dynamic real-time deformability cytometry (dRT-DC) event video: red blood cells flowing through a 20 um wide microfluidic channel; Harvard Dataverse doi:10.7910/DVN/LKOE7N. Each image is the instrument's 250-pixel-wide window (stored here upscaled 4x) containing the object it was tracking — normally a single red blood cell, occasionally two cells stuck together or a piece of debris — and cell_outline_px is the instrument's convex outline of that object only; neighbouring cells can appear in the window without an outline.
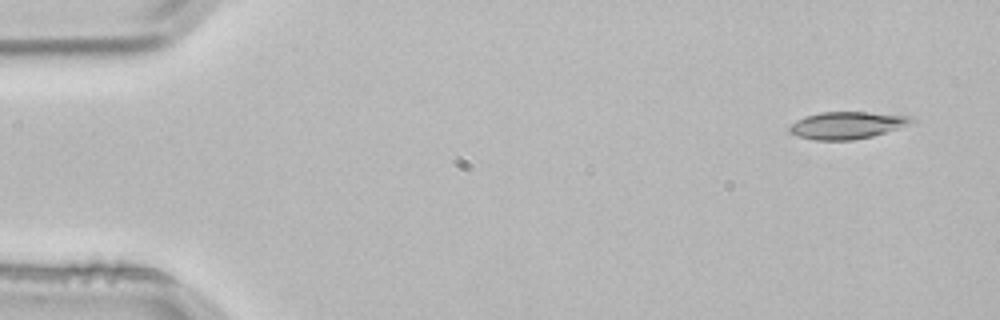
{"species": "common noctule bat (a hibernating species)", "species_latin": "Nyctalus noctula", "temperature_condition": "room temperature", "stored_images_in_passage": 3, "camera_frame_rate_fps": 3000, "um_per_image_px": 0.085, "animal": {"sex": "male", "body_mass_g": 21.5, "forearm_length_mm": 52.0}, "frame": {"image": 1, "passage_image": 1, "time_ms": 0.0, "image_size_px": [1000, 320], "cell_outline_px": [[916, 120], [908, 124], [872, 136], [852, 140], [816, 140], [796, 136], [788, 132], [788, 128], [796, 120], [804, 116], [820, 112], [868, 112], [912, 116]], "centroid_in_image_um": [71.94, 10.64], "position_along_channel_um": 13.1, "area_um2": 19.25}}
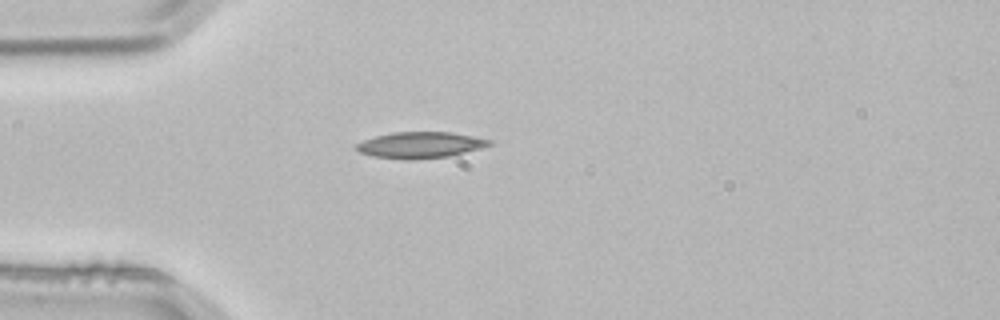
{"frame": {"image": 2, "passage_image": 3, "time_ms": 0.667, "image_size_px": [1000, 320], "cell_outline_px": [[496, 144], [448, 156], [412, 160], [408, 160], [372, 156], [360, 152], [356, 148], [356, 144], [364, 140], [376, 136], [392, 132], [448, 132], [496, 140]], "centroid_in_image_um": [35.77, 12.32], "position_along_channel_um": 49.2, "area_um2": 20.29}}